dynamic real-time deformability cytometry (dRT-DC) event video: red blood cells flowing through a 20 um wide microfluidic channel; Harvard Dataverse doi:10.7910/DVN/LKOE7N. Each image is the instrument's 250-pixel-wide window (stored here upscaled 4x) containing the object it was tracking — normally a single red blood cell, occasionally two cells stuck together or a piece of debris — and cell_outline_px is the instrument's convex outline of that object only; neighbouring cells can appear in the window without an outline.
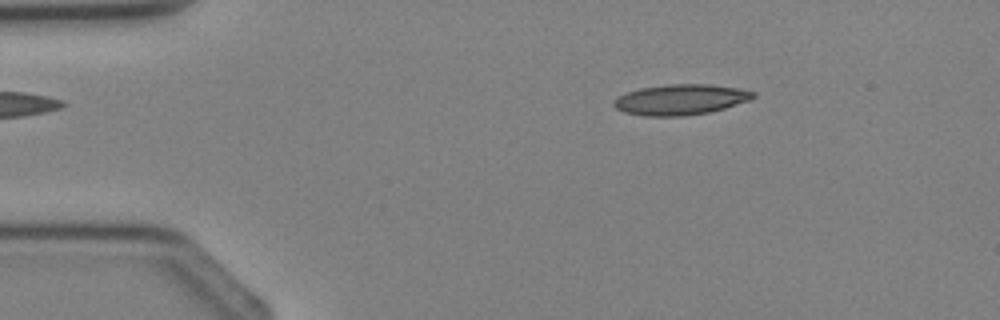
{"species": "Egyptian fruit bat (a non-hibernating species)", "species_latin": "Rousettus aegyptiacus", "temperature_condition": "cold", "stored_images_in_passage": 3, "camera_frame_rate_fps": 3000, "um_per_image_px": 0.085, "animal": {"sex": "female"}, "frame": {"image": 1, "passage_image": 2, "time_ms": 1.333, "image_size_px": [1000, 320], "cell_outline_px": [[756, 96], [752, 100], [724, 108], [708, 112], [684, 116], [644, 116], [624, 112], [616, 108], [612, 104], [612, 100], [616, 96], [624, 92], [640, 88], [668, 84], [708, 84], [740, 88], [756, 92]], "centroid_in_image_um": [57.83, 8.46], "position_along_channel_um": 27.2, "area_um2": 25.14}}